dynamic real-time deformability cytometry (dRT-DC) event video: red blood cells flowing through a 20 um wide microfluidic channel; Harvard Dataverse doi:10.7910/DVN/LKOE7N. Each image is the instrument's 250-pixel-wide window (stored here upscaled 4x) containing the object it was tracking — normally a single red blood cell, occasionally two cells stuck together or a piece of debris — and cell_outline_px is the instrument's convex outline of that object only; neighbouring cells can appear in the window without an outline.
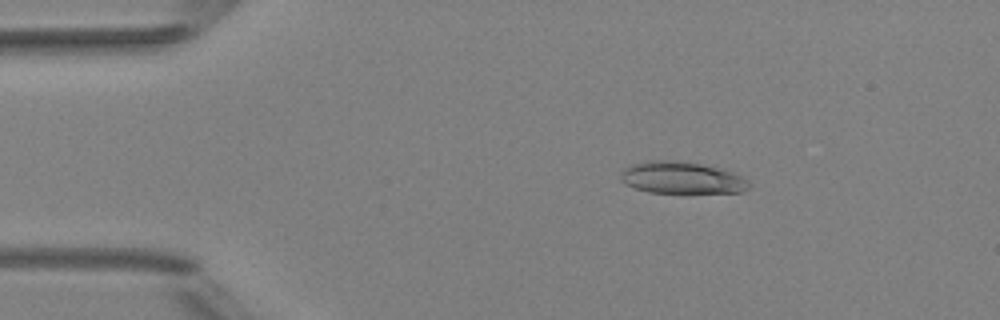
{"species": "Egyptian fruit bat (a non-hibernating species)", "species_latin": "Rousettus aegyptiacus", "temperature_condition": "room temperature", "stored_images_in_passage": 2, "camera_frame_rate_fps": 3000, "um_per_image_px": 0.085, "animal": {"sex": "female"}, "frame": {"image": 1, "passage_image": 1, "time_ms": 0.0, "image_size_px": [1000, 320], "cell_outline_px": [[752, 184], [748, 188], [740, 192], [688, 196], [684, 196], [648, 192], [624, 184], [620, 180], [620, 176], [624, 168], [632, 164], [652, 160], [676, 160], [700, 164], [720, 168], [740, 176], [748, 180]], "centroid_in_image_um": [57.96, 15.18], "position_along_channel_um": 27.0, "area_um2": 25.03}}